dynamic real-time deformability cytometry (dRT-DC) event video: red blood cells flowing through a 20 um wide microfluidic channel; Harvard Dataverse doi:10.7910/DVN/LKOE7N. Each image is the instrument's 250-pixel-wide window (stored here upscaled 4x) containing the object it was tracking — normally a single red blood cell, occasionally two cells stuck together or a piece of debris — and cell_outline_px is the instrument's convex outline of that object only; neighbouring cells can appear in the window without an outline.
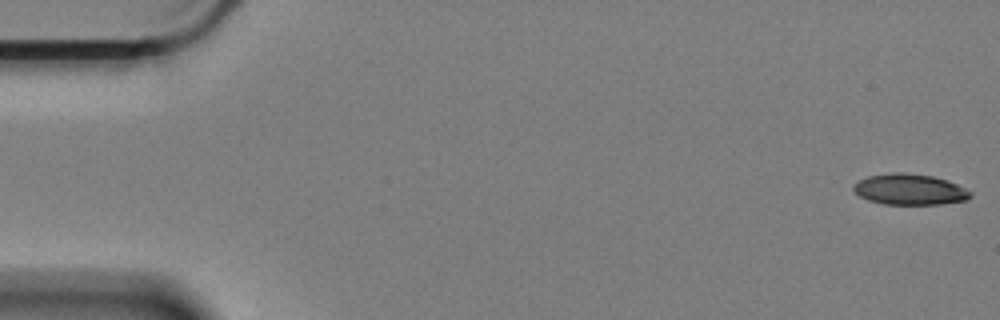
{"species": "Egyptian fruit bat (a non-hibernating species)", "species_latin": "Rousettus aegyptiacus", "temperature_condition": "cold", "stored_images_in_passage": 59, "camera_frame_rate_fps": 3000, "um_per_image_px": 0.085, "animal": {"sex": "female"}, "frame": {"image": 1, "passage_image": 1, "time_ms": 0.0, "image_size_px": [1000, 320], "cell_outline_px": [[972, 196], [968, 200], [940, 204], [884, 204], [868, 200], [860, 196], [852, 188], [852, 184], [868, 176], [892, 172], [904, 172], [932, 176], [948, 180], [972, 192]], "centroid_in_image_um": [77.33, 16.1], "position_along_channel_um": 7.7, "area_um2": 21.1}}
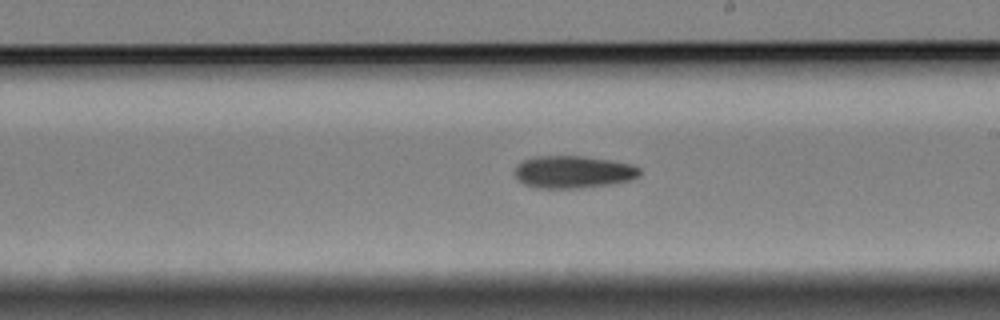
{"frame": {"image": 2, "passage_image": 34, "time_ms": 11.0, "image_size_px": [1000, 320], "cell_outline_px": [[640, 176], [632, 180], [612, 184], [584, 188], [536, 188], [524, 184], [516, 176], [516, 168], [524, 160], [536, 156], [580, 156], [608, 160], [632, 164], [640, 168]], "centroid_in_image_um": [48.77, 14.63], "position_along_channel_um": 240.2, "area_um2": 23.52}}
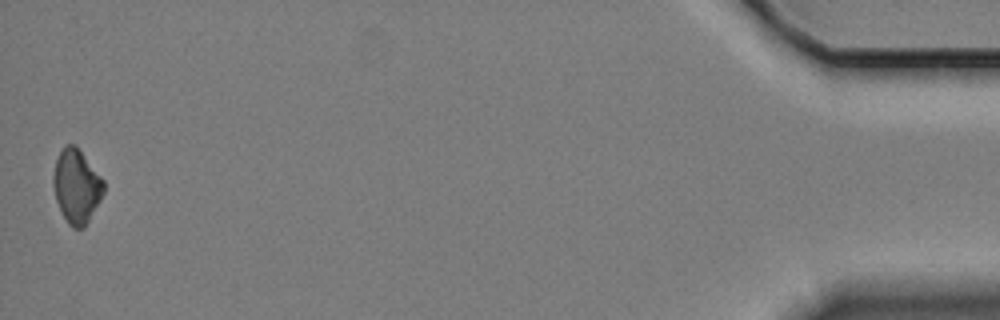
{"frame": {"image": 3, "passage_image": 59, "time_ms": 19.333, "image_size_px": [1000, 320], "cell_outline_px": [[104, 192], [100, 200], [84, 228], [72, 228], [68, 224], [56, 200], [52, 184], [52, 176], [56, 160], [64, 144], [72, 144], [80, 152], [104, 180]], "centroid_in_image_um": [6.48, 15.85], "position_along_channel_um": 428.7, "area_um2": 21.33}, "authors_computed_cell_mechanics": {"area_um2": 22.9466, "velocity_mm_per_s": 3.3412, "shape_relaxation_time_tau1_ms": 10.9783, "shape_relaxation_time_tau2_ms": null, "deformation_change_tau1": 0.1636, "deformation_change_tau2": null}}